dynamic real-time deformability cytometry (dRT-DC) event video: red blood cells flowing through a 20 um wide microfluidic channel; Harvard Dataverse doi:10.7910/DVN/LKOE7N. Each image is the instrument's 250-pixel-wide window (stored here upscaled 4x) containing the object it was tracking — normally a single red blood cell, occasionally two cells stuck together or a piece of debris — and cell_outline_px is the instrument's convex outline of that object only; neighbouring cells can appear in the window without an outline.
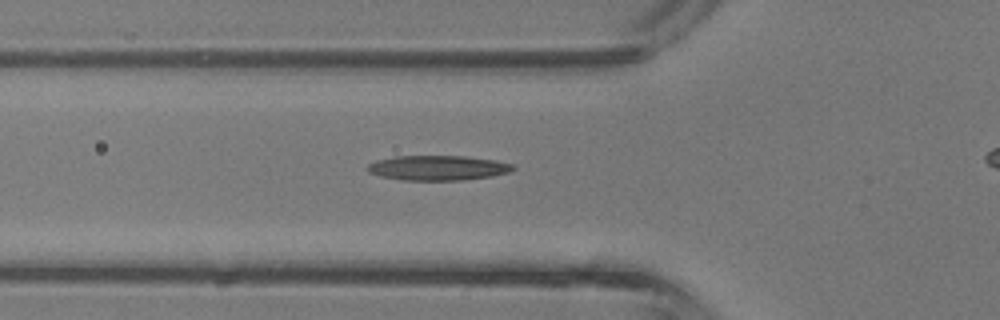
{"species": "common noctule bat (a hibernating species)", "species_latin": "Nyctalus noctula", "temperature_condition": "room temperature", "stored_images_in_passage": 38, "camera_frame_rate_fps": 3000, "um_per_image_px": 0.085, "animal": {"sex": "male", "body_mass_g": 13.3}, "frame": {"image": 1, "passage_image": 15, "time_ms": 4.667, "image_size_px": [1000, 320], "cell_outline_px": [[516, 168], [512, 172], [492, 176], [460, 180], [404, 180], [380, 176], [368, 172], [364, 168], [368, 164], [376, 160], [392, 156], [464, 156], [492, 160], [512, 164]], "centroid_in_image_um": [37.18, 14.27], "position_along_channel_um": 88.6, "area_um2": 21.15}}
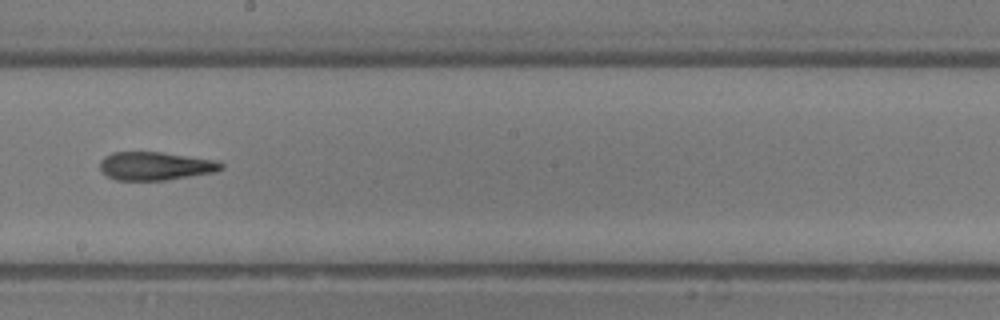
{"frame": {"image": 2, "passage_image": 24, "time_ms": 7.667, "image_size_px": [1000, 320], "cell_outline_px": [[224, 168], [216, 172], [164, 180], [116, 180], [100, 172], [100, 160], [104, 156], [112, 152], [160, 152], [216, 160], [224, 164]], "centroid_in_image_um": [13.19, 14.11], "position_along_channel_um": 235.0, "area_um2": 20.06}}
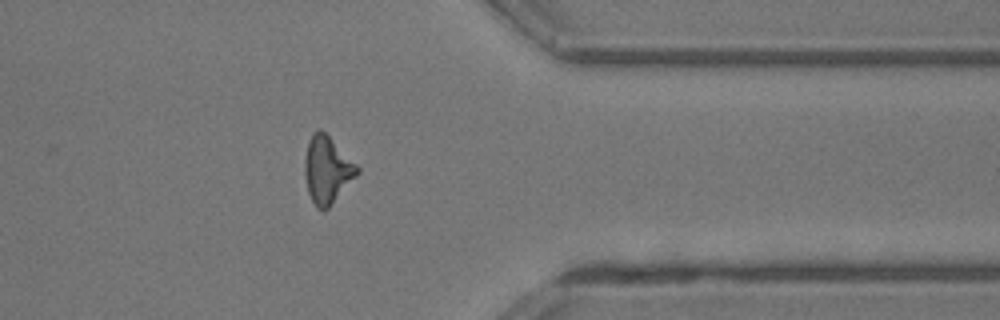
{"frame": {"image": 3, "passage_image": 34, "time_ms": 11.0, "image_size_px": [1000, 320], "cell_outline_px": [[360, 172], [328, 208], [324, 212], [316, 208], [308, 192], [304, 176], [304, 160], [308, 140], [312, 132], [316, 128], [320, 128], [360, 168]], "centroid_in_image_um": [27.77, 14.44], "position_along_channel_um": 383.6, "area_um2": 20.52}, "authors_computed_cell_mechanics": {"area_um2": 20.1144, "velocity_mm_per_s": 4.8549, "shape_relaxation_time_tau1_ms": 4.864, "shape_relaxation_time_tau2_ms": 3.5939, "deformation_change_tau1": 0.1891, "deformation_change_tau2": 0.1606}}